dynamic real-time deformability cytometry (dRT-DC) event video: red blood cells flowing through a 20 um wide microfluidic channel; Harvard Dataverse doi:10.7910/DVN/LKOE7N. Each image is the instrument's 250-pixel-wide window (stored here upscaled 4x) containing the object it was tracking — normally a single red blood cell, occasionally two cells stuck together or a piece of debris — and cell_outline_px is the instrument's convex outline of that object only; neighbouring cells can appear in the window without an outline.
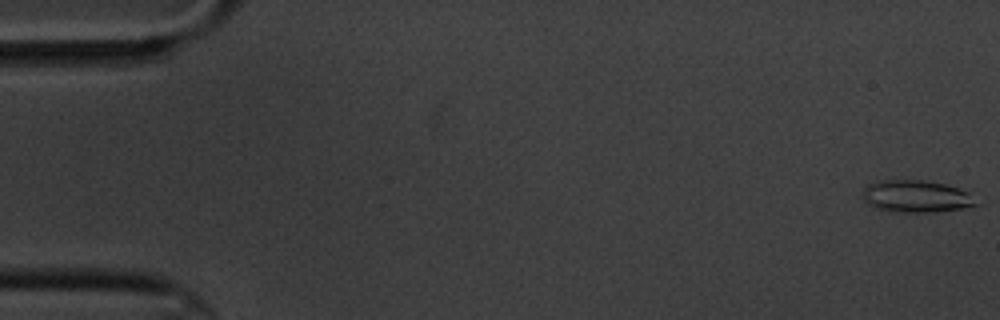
{"species": "common noctule bat (a hibernating species)", "species_latin": "Nyctalus noctula", "temperature_condition": "cold", "stored_images_in_passage": 7, "camera_frame_rate_fps": 3000, "um_per_image_px": 0.085, "animal": {"sex": "male", "body_mass_g": 20.1, "forearm_length_mm": 53.5}, "frame": {"image": 1, "passage_image": 1, "time_ms": 0.0, "image_size_px": [1000, 320], "cell_outline_px": [[980, 204], [960, 208], [932, 212], [892, 212], [872, 208], [860, 196], [864, 188], [868, 184], [880, 180], [924, 180], [944, 184], [968, 192]], "centroid_in_image_um": [77.79, 16.69], "position_along_channel_um": 7.2, "area_um2": 21.39}}
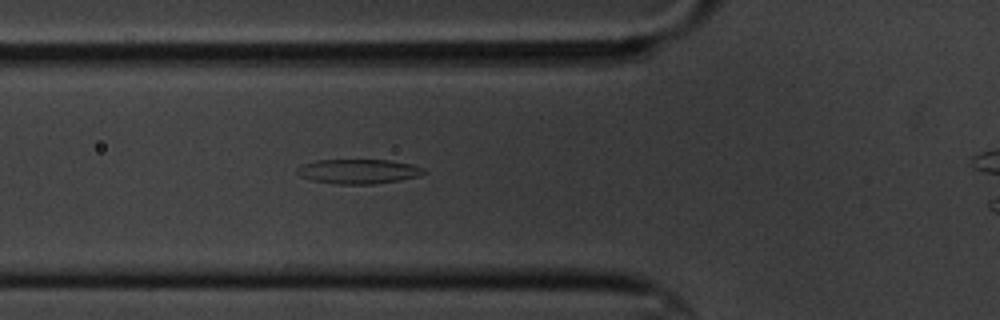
{"frame": {"image": 2, "passage_image": 7, "time_ms": 6.667, "image_size_px": [1000, 320], "cell_outline_px": [[428, 172], [420, 176], [400, 180], [376, 184], [336, 184], [312, 180], [300, 176], [296, 172], [296, 168], [304, 164], [316, 160], [388, 160], [412, 164], [424, 168]], "centroid_in_image_um": [30.5, 14.57], "position_along_channel_um": 95.3, "area_um2": 18.26}}